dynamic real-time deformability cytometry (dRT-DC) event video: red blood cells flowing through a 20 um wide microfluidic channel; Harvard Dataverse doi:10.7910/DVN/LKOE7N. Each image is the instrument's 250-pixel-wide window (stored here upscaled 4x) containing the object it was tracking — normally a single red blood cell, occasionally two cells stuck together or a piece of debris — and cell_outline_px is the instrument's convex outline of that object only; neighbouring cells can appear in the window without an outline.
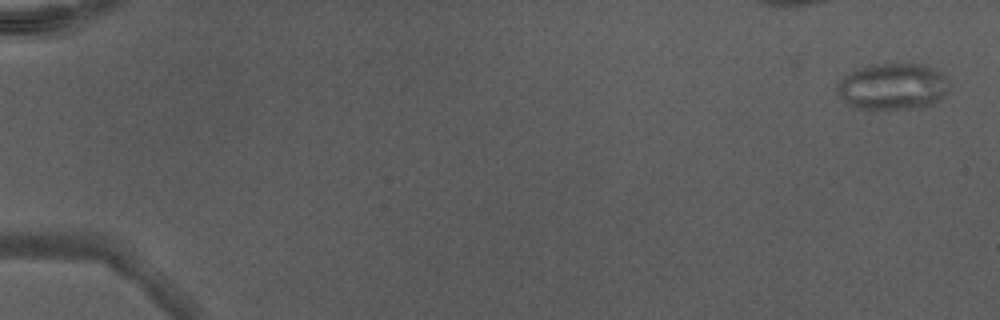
{"species": "Egyptian fruit bat (a non-hibernating species)", "species_latin": "Rousettus aegyptiacus", "temperature_condition": "warm", "stored_images_in_passage": 50, "camera_frame_rate_fps": 3000, "um_per_image_px": 0.085, "animal": {"sex": "male"}, "frame": {"image": 1, "passage_image": 2, "time_ms": 0.333, "image_size_px": [1000, 320], "cell_outline_px": [[948, 88], [940, 100], [924, 108], [856, 108], [848, 104], [840, 96], [836, 88], [852, 72], [860, 68], [876, 64], [920, 64], [932, 68], [944, 76], [948, 84]], "centroid_in_image_um": [75.92, 7.37], "position_along_channel_um": 9.1, "area_um2": 29.54}}
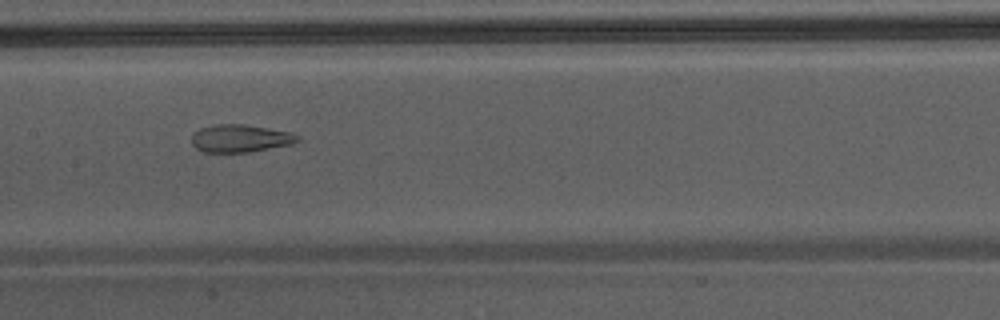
{"frame": {"image": 2, "passage_image": 27, "time_ms": 8.667, "image_size_px": [1000, 320], "cell_outline_px": [[300, 140], [292, 144], [248, 152], [204, 152], [196, 148], [192, 144], [192, 132], [200, 128], [216, 124], [244, 124], [292, 132], [300, 136]], "centroid_in_image_um": [20.42, 11.75], "position_along_channel_um": 187.0, "area_um2": 17.17}}
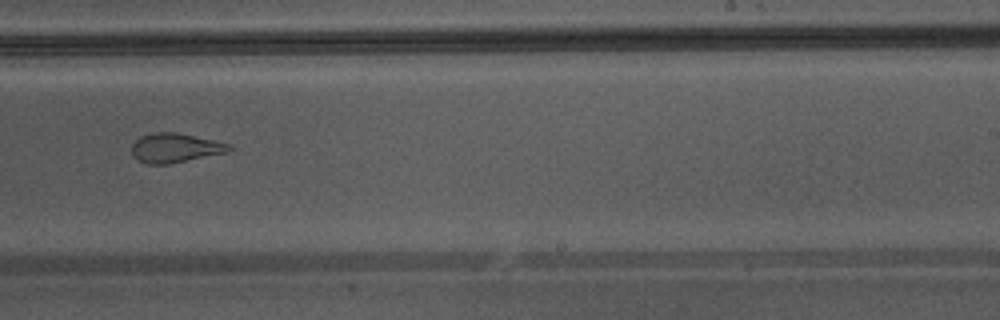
{"frame": {"image": 3, "passage_image": 33, "time_ms": 10.667, "image_size_px": [1000, 320], "cell_outline_px": [[232, 148], [228, 152], [168, 164], [148, 164], [136, 160], [132, 156], [132, 144], [140, 136], [152, 132], [176, 132], [216, 140], [232, 144]], "centroid_in_image_um": [14.88, 12.56], "position_along_channel_um": 274.1, "area_um2": 16.82}, "authors_computed_cell_mechanics": {"area_um2": 22.1663, "velocity_mm_per_s": 4.3735, "shape_relaxation_time_tau1_ms": null, "shape_relaxation_time_tau2_ms": 1.8301, "deformation_change_tau1": null, "deformation_change_tau2": 0.111}}